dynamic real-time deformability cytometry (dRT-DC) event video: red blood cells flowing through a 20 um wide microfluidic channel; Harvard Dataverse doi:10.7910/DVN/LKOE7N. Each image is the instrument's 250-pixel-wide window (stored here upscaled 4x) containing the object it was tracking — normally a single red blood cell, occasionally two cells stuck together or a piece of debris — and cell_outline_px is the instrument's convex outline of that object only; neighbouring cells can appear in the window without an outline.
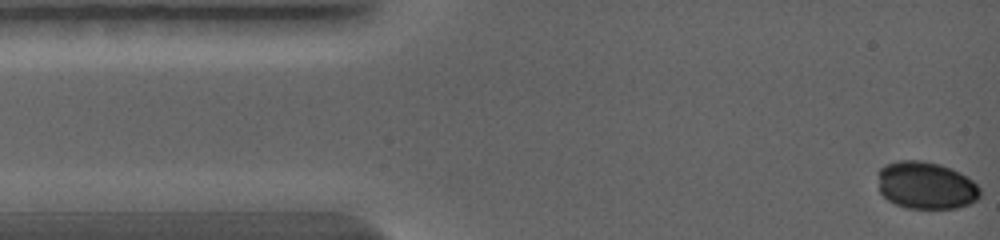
{"species": "common noctule bat (a hibernating species)", "species_latin": "Nyctalus noctula", "temperature_condition": "warm", "stored_images_in_passage": 41, "camera_frame_rate_fps": 5000, "um_per_image_px": 0.085, "animal": {"sex": "female", "body_mass_g": 19.0, "forearm_length_mm": 56.7}, "frame": {"image": 1, "passage_image": 1, "time_ms": 0.0, "image_size_px": [1000, 240], "cell_outline_px": [[980, 196], [976, 200], [968, 204], [956, 208], [904, 208], [888, 200], [880, 192], [876, 172], [880, 168], [888, 164], [900, 160], [920, 160], [940, 164], [952, 168], [960, 172], [972, 180], [980, 188]], "centroid_in_image_um": [78.69, 15.75], "position_along_channel_um": 6.3, "area_um2": 28.38}}
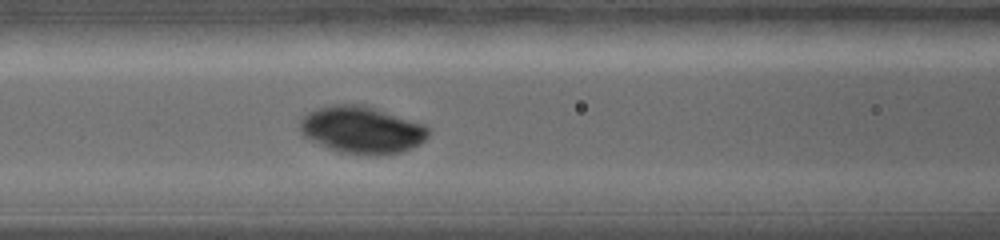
{"frame": {"image": 2, "passage_image": 18, "time_ms": 4.0, "image_size_px": [1000, 240], "cell_outline_px": [[428, 136], [420, 144], [412, 148], [400, 152], [340, 152], [328, 148], [304, 136], [300, 132], [300, 120], [308, 112], [316, 108], [332, 104], [364, 104], [424, 124], [428, 128]], "centroid_in_image_um": [30.73, 10.98], "position_along_channel_um": 135.9, "area_um2": 34.51}}
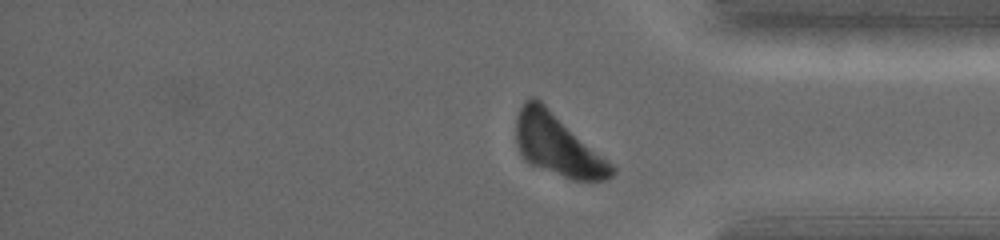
{"frame": {"image": 3, "passage_image": 39, "time_ms": 8.8, "image_size_px": [1000, 240], "cell_outline_px": [[616, 172], [612, 176], [604, 180], [572, 180], [528, 164], [524, 160], [516, 144], [516, 116], [524, 100], [532, 96], [540, 100], [612, 164], [616, 168]], "centroid_in_image_um": [47.36, 12.33], "position_along_channel_um": 387.8, "area_um2": 34.04}}